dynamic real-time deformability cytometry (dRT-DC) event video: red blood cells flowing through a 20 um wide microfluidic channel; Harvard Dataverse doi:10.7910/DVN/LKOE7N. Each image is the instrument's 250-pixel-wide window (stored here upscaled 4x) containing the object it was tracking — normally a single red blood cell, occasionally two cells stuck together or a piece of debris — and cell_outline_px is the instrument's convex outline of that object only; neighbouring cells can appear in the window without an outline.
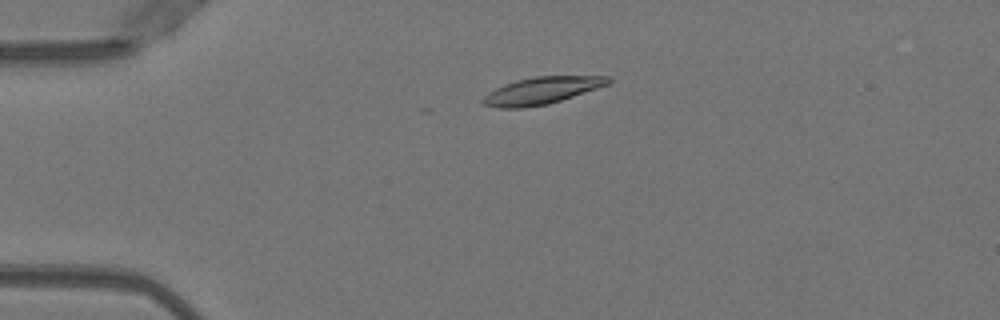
{"species": "Egyptian fruit bat (a non-hibernating species)", "species_latin": "Rousettus aegyptiacus", "temperature_condition": "warm", "stored_images_in_passage": 21, "camera_frame_rate_fps": 3000, "um_per_image_px": 0.085, "animal": {"sex": "female"}, "frame": {"image": 1, "passage_image": 11, "time_ms": 3.333, "image_size_px": [1000, 320], "cell_outline_px": [[612, 80], [608, 84], [548, 104], [524, 108], [500, 108], [480, 104], [480, 100], [488, 92], [504, 84], [516, 80], [532, 76], [608, 76]], "centroid_in_image_um": [45.97, 7.7], "position_along_channel_um": 39.0, "area_um2": 19.71}}
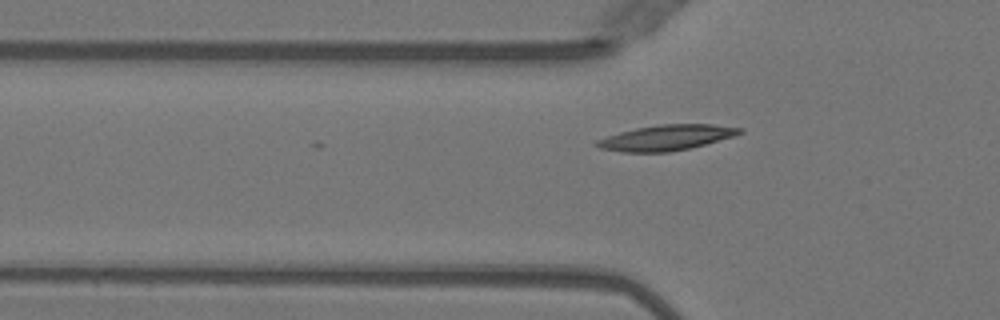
{"frame": {"image": 2, "passage_image": 16, "time_ms": 5.0, "image_size_px": [1000, 320], "cell_outline_px": [[744, 132], [736, 136], [688, 148], [668, 152], [624, 152], [600, 148], [592, 144], [596, 140], [620, 132], [636, 128], [660, 124], [712, 124], [744, 128]], "centroid_in_image_um": [56.66, 11.69], "position_along_channel_um": 69.1, "area_um2": 21.15}}
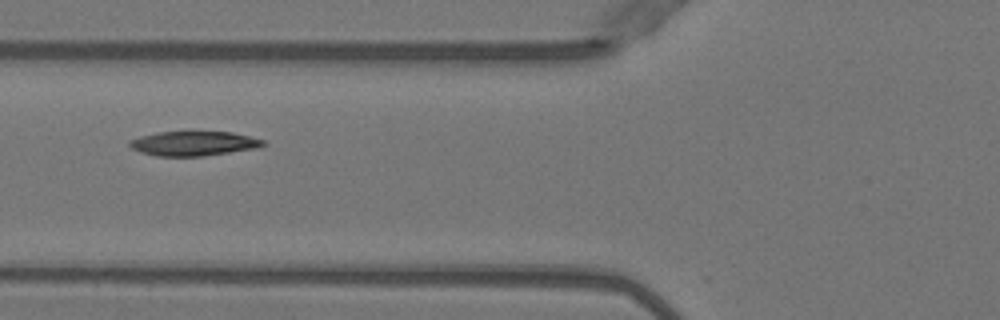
{"frame": {"image": 3, "passage_image": 19, "time_ms": 6.0, "image_size_px": [1000, 320], "cell_outline_px": [[264, 144], [256, 148], [200, 156], [156, 156], [140, 152], [132, 148], [128, 144], [128, 140], [140, 136], [160, 132], [232, 132], [264, 140]], "centroid_in_image_um": [16.4, 12.19], "position_along_channel_um": 109.4, "area_um2": 18.79}}